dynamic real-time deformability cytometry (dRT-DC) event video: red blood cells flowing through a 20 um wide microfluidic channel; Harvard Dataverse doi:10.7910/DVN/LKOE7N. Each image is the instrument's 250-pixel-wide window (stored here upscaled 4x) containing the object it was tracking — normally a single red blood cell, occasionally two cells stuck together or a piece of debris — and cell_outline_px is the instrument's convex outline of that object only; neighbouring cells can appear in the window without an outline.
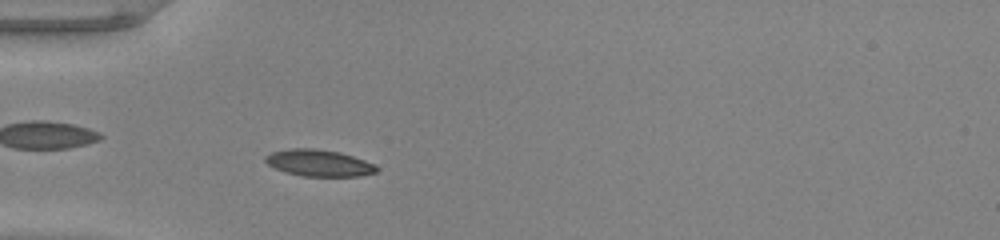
{"species": "common noctule bat (a hibernating species)", "species_latin": "Nyctalus noctula", "temperature_condition": "warm", "stored_images_in_passage": 46, "camera_frame_rate_fps": 3000, "um_per_image_px": 0.085, "animal": {"sex": "male", "body_mass_g": 20.0, "forearm_length_mm": 53.3}, "frame": {"image": 1, "passage_image": 11, "time_ms": 3.333, "image_size_px": [1000, 240], "cell_outline_px": [[380, 168], [376, 172], [360, 176], [300, 176], [284, 172], [268, 164], [264, 160], [264, 156], [272, 152], [292, 148], [316, 148], [340, 152], [376, 164]], "centroid_in_image_um": [27.12, 13.85], "position_along_channel_um": 57.9, "area_um2": 17.4}}
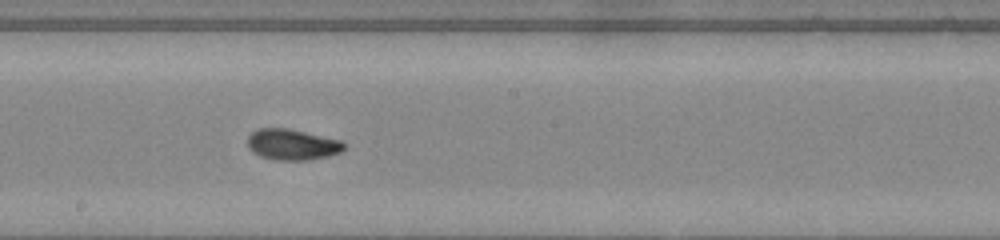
{"frame": {"image": 2, "passage_image": 24, "time_ms": 7.667, "image_size_px": [1000, 240], "cell_outline_px": [[348, 144], [340, 152], [328, 156], [308, 160], [276, 160], [260, 156], [252, 152], [248, 148], [248, 136], [256, 128], [288, 128], [344, 140]], "centroid_in_image_um": [24.87, 12.27], "position_along_channel_um": 223.3, "area_um2": 17.69}}
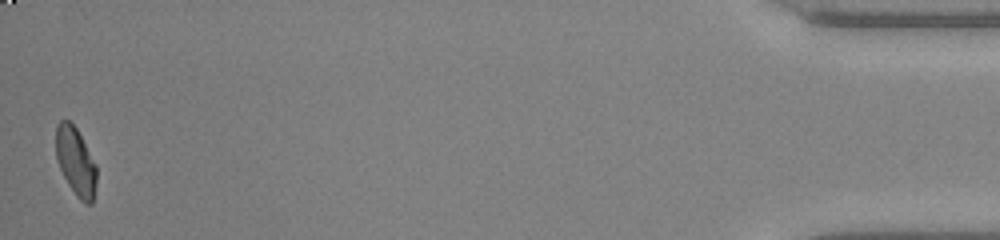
{"frame": {"image": 3, "passage_image": 46, "time_ms": 15.0, "image_size_px": [1000, 240], "cell_outline_px": [[96, 180], [92, 204], [84, 204], [76, 196], [68, 184], [60, 168], [56, 156], [56, 124], [60, 120], [68, 120], [76, 128], [96, 164]], "centroid_in_image_um": [6.43, 13.74], "position_along_channel_um": 428.8, "area_um2": 16.01}, "authors_computed_cell_mechanics": {"area_um2": 16.762, "velocity_mm_per_s": 3.995, "shape_relaxation_time_tau1_ms": 4.1327, "shape_relaxation_time_tau2_ms": 1.204, "deformation_change_tau1": 0.1558, "deformation_change_tau2": 0.0515}}